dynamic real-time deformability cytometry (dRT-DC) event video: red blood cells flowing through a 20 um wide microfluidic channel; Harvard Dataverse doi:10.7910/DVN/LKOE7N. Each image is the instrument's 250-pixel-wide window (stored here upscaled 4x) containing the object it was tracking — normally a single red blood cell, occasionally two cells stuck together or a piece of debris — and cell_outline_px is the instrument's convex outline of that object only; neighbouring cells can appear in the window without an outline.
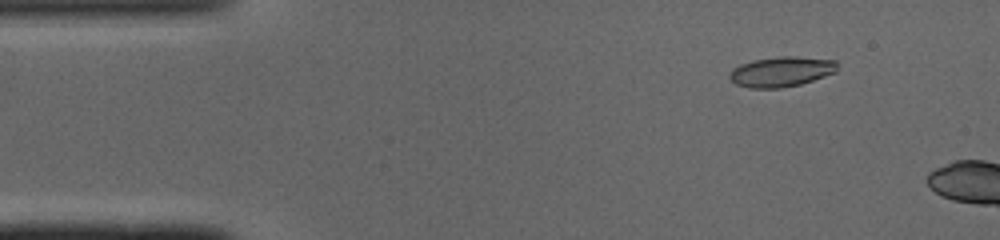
{"species": "common noctule bat (a hibernating species)", "species_latin": "Nyctalus noctula", "temperature_condition": "cold", "stored_images_in_passage": 5, "camera_frame_rate_fps": 3000, "um_per_image_px": 0.085, "animal": {"sex": "male", "body_mass_g": 19.0, "forearm_length_mm": 50.8}, "frame": {"image": 1, "passage_image": 2, "time_ms": 0.333, "image_size_px": [1000, 240], "cell_outline_px": [[836, 72], [800, 84], [780, 88], [748, 88], [736, 84], [728, 76], [732, 68], [740, 64], [752, 60], [780, 56], [796, 56], [836, 60]], "centroid_in_image_um": [66.38, 6.08], "position_along_channel_um": 18.6, "area_um2": 18.9}}